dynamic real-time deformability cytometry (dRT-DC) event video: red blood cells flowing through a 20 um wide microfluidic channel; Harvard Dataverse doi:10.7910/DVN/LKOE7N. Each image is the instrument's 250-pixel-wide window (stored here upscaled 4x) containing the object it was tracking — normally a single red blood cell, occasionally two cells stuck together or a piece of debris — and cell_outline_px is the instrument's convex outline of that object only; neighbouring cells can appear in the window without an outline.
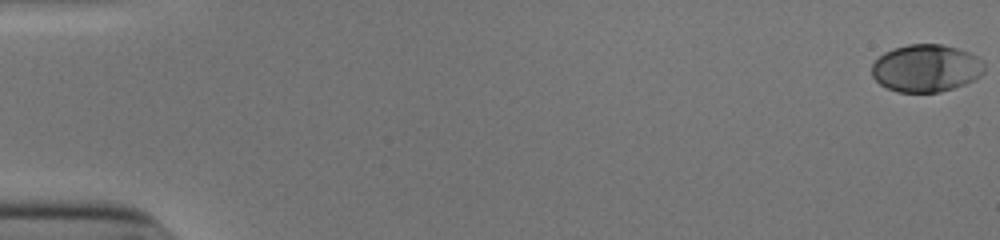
{"species": "human", "species_latin": "Homo sapiens", "temperature_condition": "cold", "stored_images_in_passage": 54, "camera_frame_rate_fps": 3000, "um_per_image_px": 0.085, "donor": {"sex": "male"}, "frame": {"image": 1, "passage_image": 1, "time_ms": 0.0, "image_size_px": [1000, 240], "cell_outline_px": [[984, 72], [976, 80], [940, 92], [896, 92], [880, 84], [872, 76], [872, 64], [884, 52], [892, 48], [908, 44], [944, 44], [968, 52], [984, 60]], "centroid_in_image_um": [78.73, 5.79], "position_along_channel_um": 6.3, "area_um2": 31.33}}
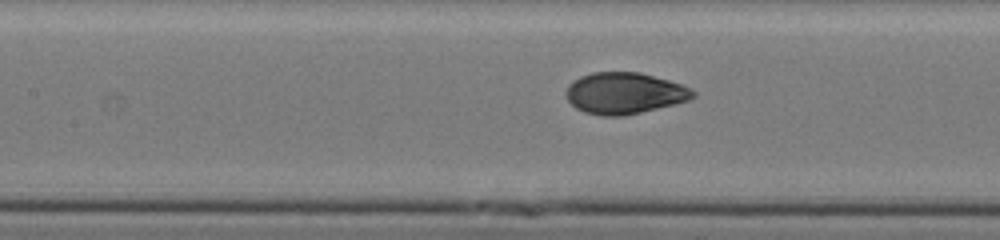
{"frame": {"image": 2, "passage_image": 26, "time_ms": 8.333, "image_size_px": [1000, 240], "cell_outline_px": [[696, 96], [688, 100], [624, 116], [600, 116], [584, 112], [576, 108], [568, 100], [564, 92], [568, 84], [572, 80], [580, 76], [592, 72], [640, 72], [668, 80], [680, 84], [696, 92]], "centroid_in_image_um": [53.02, 7.92], "position_along_channel_um": 154.4, "area_um2": 30.58}}
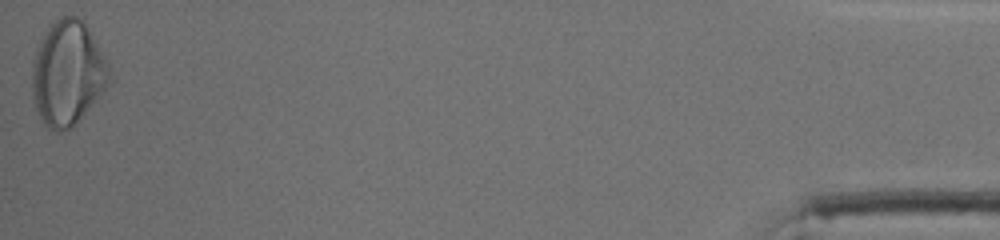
{"frame": {"image": 3, "passage_image": 54, "time_ms": 17.667, "image_size_px": [1000, 240], "cell_outline_px": [[112, 84], [72, 128], [60, 132], [56, 132], [48, 128], [40, 120], [32, 100], [32, 60], [48, 28], [56, 20], [64, 16], [76, 16], [84, 20], [104, 56], [108, 64]], "centroid_in_image_um": [5.77, 6.28], "position_along_channel_um": 429.4, "area_um2": 47.45}, "authors_computed_cell_mechanics": {"area_um2": 31.3276, "velocity_mm_per_s": 3.9164, "shape_relaxation_time_tau1_ms": 4.1341, "shape_relaxation_time_tau2_ms": null, "deformation_change_tau1": 0.1891, "deformation_change_tau2": null}}